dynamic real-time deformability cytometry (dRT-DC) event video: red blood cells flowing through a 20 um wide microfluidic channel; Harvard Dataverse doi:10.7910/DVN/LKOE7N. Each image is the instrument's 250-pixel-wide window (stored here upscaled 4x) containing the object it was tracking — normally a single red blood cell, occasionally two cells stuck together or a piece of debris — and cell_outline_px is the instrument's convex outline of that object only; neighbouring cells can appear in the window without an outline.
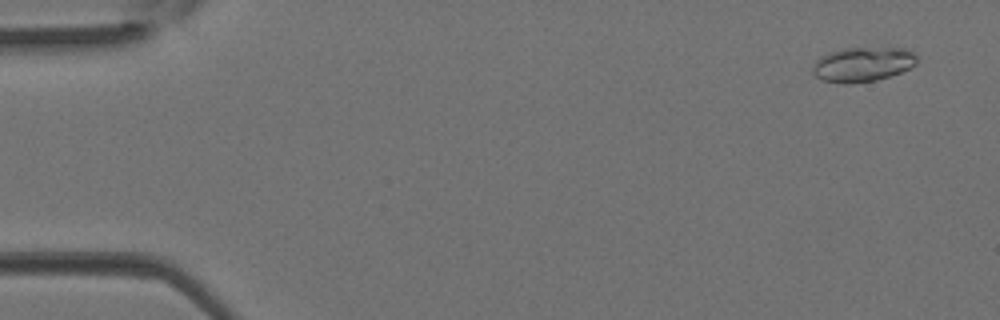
{"species": "Egyptian fruit bat (a non-hibernating species)", "species_latin": "Rousettus aegyptiacus", "temperature_condition": "room temperature", "stored_images_in_passage": 5, "camera_frame_rate_fps": 3000, "um_per_image_px": 0.085, "animal": {"sex": "female"}, "frame": {"image": 1, "passage_image": 1, "time_ms": 0.0, "image_size_px": [1000, 320], "cell_outline_px": [[916, 64], [900, 72], [876, 80], [844, 84], [820, 80], [812, 72], [812, 68], [816, 60], [820, 56], [832, 52], [848, 48], [904, 48], [916, 52]], "centroid_in_image_um": [73.32, 5.47], "position_along_channel_um": 11.7, "area_um2": 20.87}}
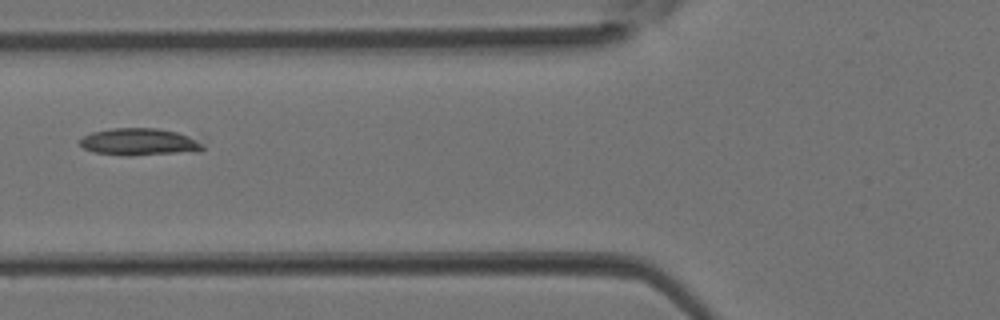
{"frame": {"image": 2, "passage_image": 5, "time_ms": 1.333, "image_size_px": [1000, 320], "cell_outline_px": [[204, 148], [200, 152], [132, 156], [124, 156], [92, 152], [84, 148], [80, 144], [80, 140], [84, 136], [92, 132], [112, 128], [156, 128], [176, 132], [188, 136], [204, 144]], "centroid_in_image_um": [11.87, 12.09], "position_along_channel_um": 113.9, "area_um2": 19.71}}